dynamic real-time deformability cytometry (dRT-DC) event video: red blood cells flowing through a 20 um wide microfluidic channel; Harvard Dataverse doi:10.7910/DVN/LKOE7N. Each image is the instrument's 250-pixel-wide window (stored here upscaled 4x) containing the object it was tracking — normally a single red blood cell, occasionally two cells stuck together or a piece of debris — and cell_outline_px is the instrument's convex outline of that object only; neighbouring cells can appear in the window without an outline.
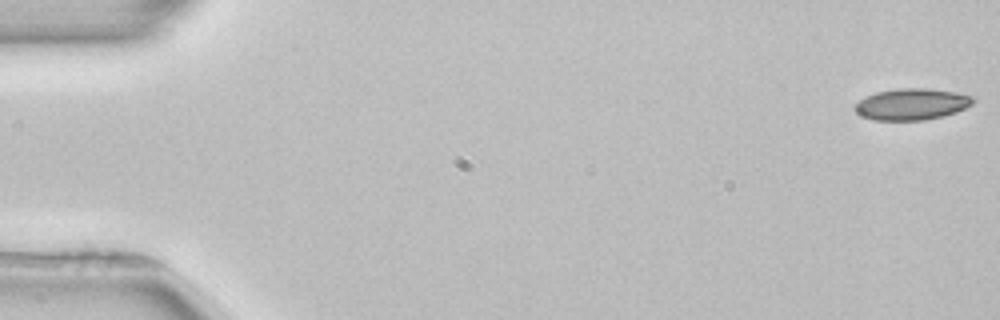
{"species": "common noctule bat (a hibernating species)", "species_latin": "Nyctalus noctula", "temperature_condition": "room temperature", "stored_images_in_passage": 52, "camera_frame_rate_fps": 3000, "um_per_image_px": 0.085, "animal": {"sex": "female", "body_mass_g": 22.7, "forearm_length_mm": 54.2}, "frame": {"image": 1, "passage_image": 1, "time_ms": 0.0, "image_size_px": [1000, 320], "cell_outline_px": [[976, 100], [972, 104], [956, 112], [924, 120], [872, 120], [860, 116], [852, 108], [864, 96], [876, 92], [900, 88], [928, 88], [956, 92], [976, 96]], "centroid_in_image_um": [77.49, 8.85], "position_along_channel_um": 7.5, "area_um2": 21.85}}
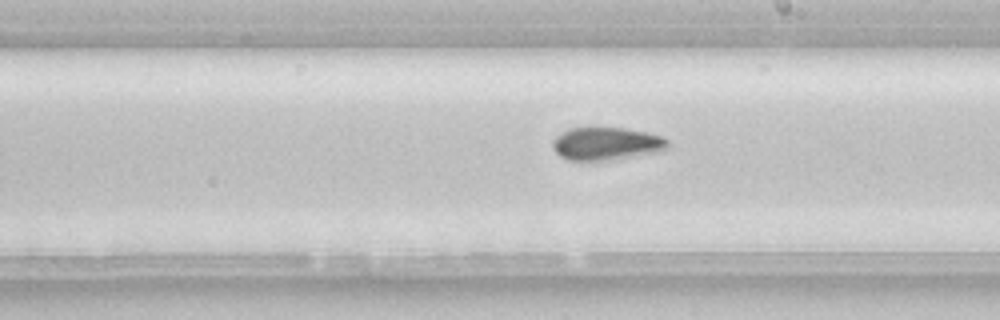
{"frame": {"image": 2, "passage_image": 30, "time_ms": 9.667, "image_size_px": [1000, 320], "cell_outline_px": [[668, 148], [664, 152], [608, 160], [568, 160], [560, 156], [552, 148], [552, 140], [560, 132], [568, 128], [588, 124], [624, 128], [644, 132], [660, 136], [668, 140]], "centroid_in_image_um": [51.5, 12.17], "position_along_channel_um": 237.5, "area_um2": 23.0}}
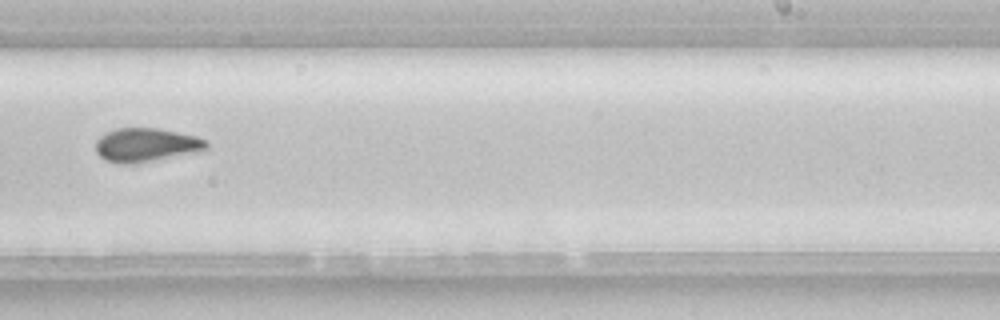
{"frame": {"image": 3, "passage_image": 33, "time_ms": 10.667, "image_size_px": [1000, 320], "cell_outline_px": [[208, 148], [200, 152], [132, 164], [120, 164], [104, 160], [96, 152], [96, 140], [104, 132], [116, 128], [160, 128], [196, 136], [208, 140]], "centroid_in_image_um": [12.43, 12.32], "position_along_channel_um": 276.6, "area_um2": 22.14}}